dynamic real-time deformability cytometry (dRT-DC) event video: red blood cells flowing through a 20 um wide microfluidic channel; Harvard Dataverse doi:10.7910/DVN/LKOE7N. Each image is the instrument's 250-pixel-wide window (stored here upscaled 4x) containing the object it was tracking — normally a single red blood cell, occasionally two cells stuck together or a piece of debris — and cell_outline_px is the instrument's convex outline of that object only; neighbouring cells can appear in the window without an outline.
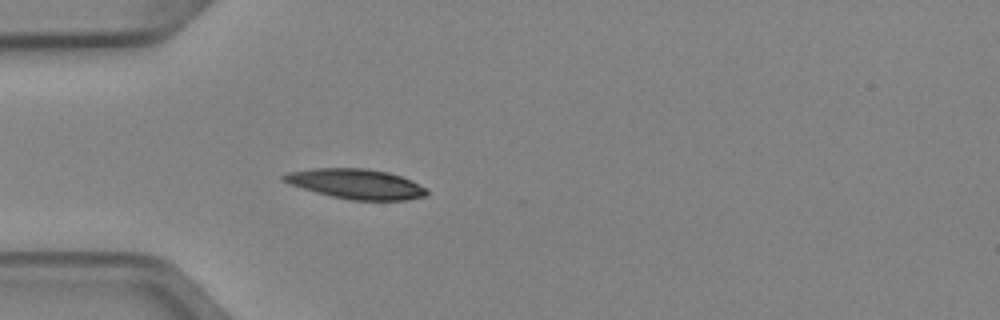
{"species": "Egyptian fruit bat (a non-hibernating species)", "species_latin": "Rousettus aegyptiacus", "temperature_condition": "cold", "stored_images_in_passage": 4, "camera_frame_rate_fps": 3000, "um_per_image_px": 0.085, "animal": {"sex": "female"}, "frame": {"image": 1, "passage_image": 4, "time_ms": 1.0, "image_size_px": [1000, 320], "cell_outline_px": [[428, 192], [424, 196], [404, 200], [352, 200], [332, 196], [316, 192], [288, 184], [280, 180], [280, 176], [288, 172], [312, 168], [364, 168], [388, 172], [412, 180], [428, 188]], "centroid_in_image_um": [30.24, 15.62], "position_along_channel_um": 54.8, "area_um2": 25.03}}